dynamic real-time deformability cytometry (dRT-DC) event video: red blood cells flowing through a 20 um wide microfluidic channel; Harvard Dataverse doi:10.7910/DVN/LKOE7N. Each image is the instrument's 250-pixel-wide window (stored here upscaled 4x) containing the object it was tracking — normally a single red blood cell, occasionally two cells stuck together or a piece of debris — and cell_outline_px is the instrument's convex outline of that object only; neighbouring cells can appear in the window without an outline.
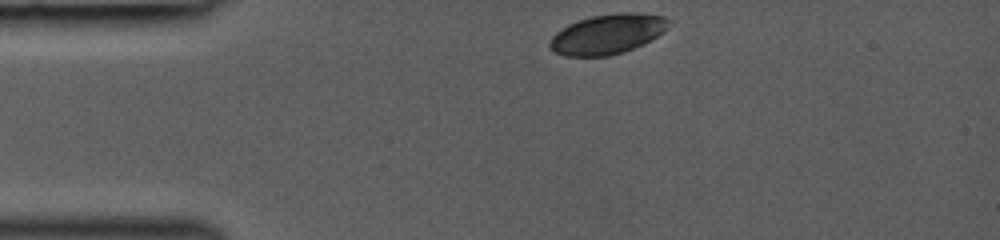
{"species": "common noctule bat (a hibernating species)", "species_latin": "Nyctalus noctula", "temperature_condition": "room temperature", "stored_images_in_passage": 31, "camera_frame_rate_fps": 3000, "um_per_image_px": 0.085, "animal": {"sex": "female", "body_mass_g": 19.0, "forearm_length_mm": 53.3}, "frame": {"image": 1, "passage_image": 1, "time_ms": 0.0, "image_size_px": [1000, 240], "cell_outline_px": [[672, 20], [668, 28], [664, 32], [644, 44], [624, 52], [608, 56], [564, 56], [552, 52], [548, 48], [548, 44], [552, 36], [556, 32], [568, 24], [592, 16], [620, 12], [636, 12], [664, 16]], "centroid_in_image_um": [51.65, 2.9], "position_along_channel_um": 33.3, "area_um2": 28.03}}
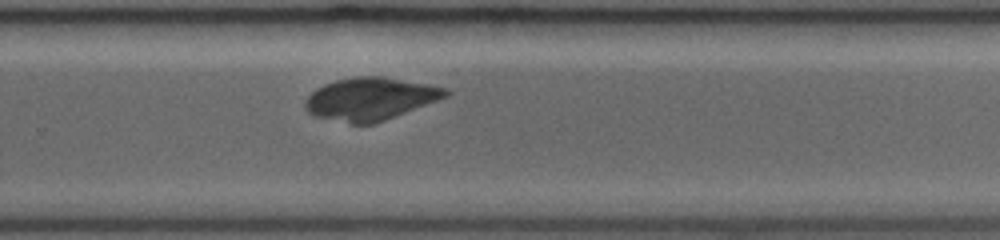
{"frame": {"image": 2, "passage_image": 22, "time_ms": 7.0, "image_size_px": [1000, 240], "cell_outline_px": [[452, 92], [448, 96], [384, 120], [372, 124], [352, 124], [312, 116], [304, 108], [304, 100], [316, 88], [324, 84], [336, 80], [356, 76], [384, 76], [428, 84], [448, 88]], "centroid_in_image_um": [31.45, 8.39], "position_along_channel_um": 298.3, "area_um2": 34.97}}
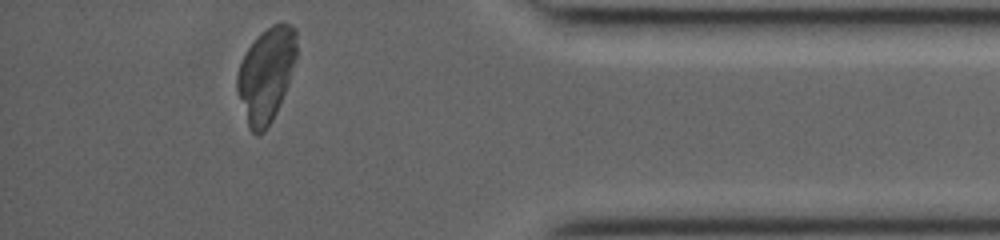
{"frame": {"image": 3, "passage_image": 31, "time_ms": 10.0, "image_size_px": [1000, 240], "cell_outline_px": [[296, 56], [288, 84], [276, 112], [272, 120], [264, 132], [256, 136], [248, 128], [236, 92], [236, 76], [240, 64], [248, 48], [256, 36], [260, 32], [272, 24], [288, 24], [296, 28]], "centroid_in_image_um": [22.59, 6.37], "position_along_channel_um": 412.6, "area_um2": 32.71}}